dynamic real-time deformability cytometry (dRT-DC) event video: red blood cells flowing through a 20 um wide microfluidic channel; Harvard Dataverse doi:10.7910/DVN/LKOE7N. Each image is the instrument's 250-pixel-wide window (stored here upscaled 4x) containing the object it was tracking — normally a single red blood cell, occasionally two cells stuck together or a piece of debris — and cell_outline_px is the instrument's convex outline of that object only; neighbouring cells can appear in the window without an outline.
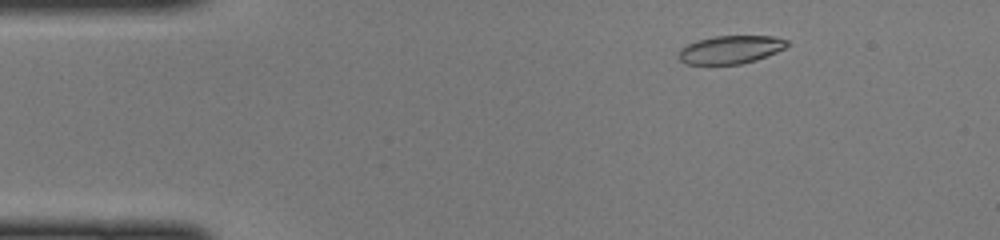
{"species": "common noctule bat (a hibernating species)", "species_latin": "Nyctalus noctula", "temperature_condition": "cold", "stored_images_in_passage": 45, "camera_frame_rate_fps": 3000, "um_per_image_px": 0.085, "animal": {"sex": "female", "body_mass_g": 22.0, "forearm_length_mm": 56.7}, "frame": {"image": 1, "passage_image": 5, "time_ms": 1.333, "image_size_px": [1000, 240], "cell_outline_px": [[788, 44], [784, 48], [776, 52], [756, 60], [740, 64], [684, 64], [680, 60], [680, 48], [696, 40], [716, 36], [772, 36], [788, 40]], "centroid_in_image_um": [62.09, 4.21], "position_along_channel_um": 22.9, "area_um2": 17.63}}
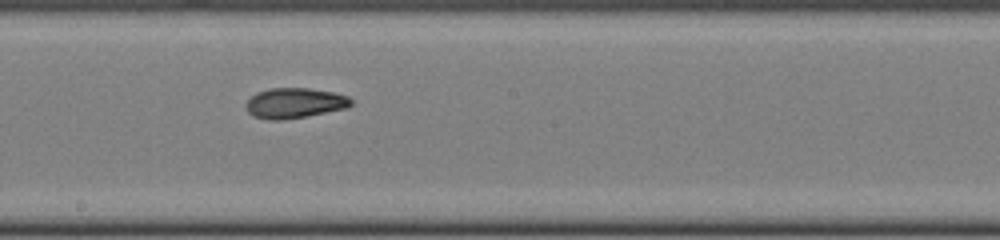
{"frame": {"image": 2, "passage_image": 24, "time_ms": 7.667, "image_size_px": [1000, 240], "cell_outline_px": [[352, 104], [348, 108], [308, 116], [284, 120], [268, 120], [252, 116], [248, 112], [244, 104], [256, 92], [268, 88], [308, 88], [332, 92], [348, 96], [352, 100]], "centroid_in_image_um": [25.02, 8.77], "position_along_channel_um": 223.2, "area_um2": 18.79}}
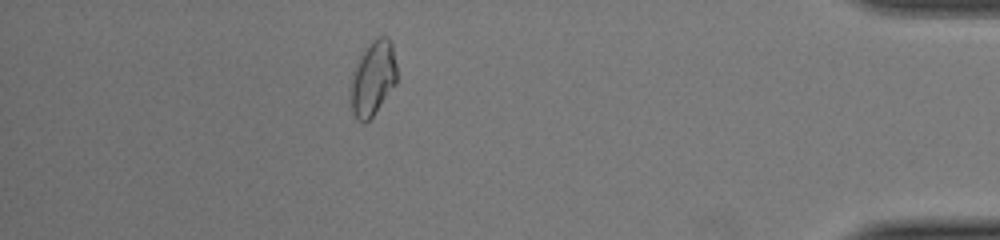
{"frame": {"image": 3, "passage_image": 40, "time_ms": 13.0, "image_size_px": [1000, 240], "cell_outline_px": [[396, 84], [372, 116], [364, 124], [352, 112], [348, 104], [348, 88], [352, 72], [356, 60], [360, 52], [372, 40], [380, 36], [388, 36], [392, 44], [396, 64]], "centroid_in_image_um": [31.63, 6.64], "position_along_channel_um": 403.6, "area_um2": 20.81}}